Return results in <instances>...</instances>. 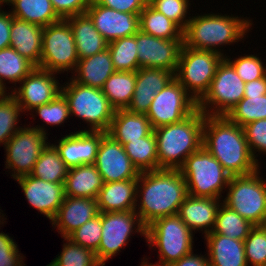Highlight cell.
Masks as SVG:
<instances>
[{
	"instance_id": "obj_15",
	"label": "cell",
	"mask_w": 266,
	"mask_h": 266,
	"mask_svg": "<svg viewBox=\"0 0 266 266\" xmlns=\"http://www.w3.org/2000/svg\"><path fill=\"white\" fill-rule=\"evenodd\" d=\"M136 44L139 69H164L175 74L184 44L183 39L157 38L139 30L136 33Z\"/></svg>"
},
{
	"instance_id": "obj_23",
	"label": "cell",
	"mask_w": 266,
	"mask_h": 266,
	"mask_svg": "<svg viewBox=\"0 0 266 266\" xmlns=\"http://www.w3.org/2000/svg\"><path fill=\"white\" fill-rule=\"evenodd\" d=\"M220 201L222 200L218 198L188 195L179 207L177 215L192 232L204 230L202 234L206 235L214 229Z\"/></svg>"
},
{
	"instance_id": "obj_31",
	"label": "cell",
	"mask_w": 266,
	"mask_h": 266,
	"mask_svg": "<svg viewBox=\"0 0 266 266\" xmlns=\"http://www.w3.org/2000/svg\"><path fill=\"white\" fill-rule=\"evenodd\" d=\"M12 6L10 13L14 18L46 27L62 18L55 12L50 0H3Z\"/></svg>"
},
{
	"instance_id": "obj_5",
	"label": "cell",
	"mask_w": 266,
	"mask_h": 266,
	"mask_svg": "<svg viewBox=\"0 0 266 266\" xmlns=\"http://www.w3.org/2000/svg\"><path fill=\"white\" fill-rule=\"evenodd\" d=\"M178 170L186 181L188 195L195 197L220 199L231 177L204 146L190 154Z\"/></svg>"
},
{
	"instance_id": "obj_56",
	"label": "cell",
	"mask_w": 266,
	"mask_h": 266,
	"mask_svg": "<svg viewBox=\"0 0 266 266\" xmlns=\"http://www.w3.org/2000/svg\"><path fill=\"white\" fill-rule=\"evenodd\" d=\"M0 210H1V209H0ZM3 216H4V214L1 215V212H0V225H1V224H4L3 221H4V219H6V218H3ZM1 217H2V218H1ZM1 220H2V221H1Z\"/></svg>"
},
{
	"instance_id": "obj_46",
	"label": "cell",
	"mask_w": 266,
	"mask_h": 266,
	"mask_svg": "<svg viewBox=\"0 0 266 266\" xmlns=\"http://www.w3.org/2000/svg\"><path fill=\"white\" fill-rule=\"evenodd\" d=\"M149 4L184 31L190 20V17L187 19L189 0H152Z\"/></svg>"
},
{
	"instance_id": "obj_25",
	"label": "cell",
	"mask_w": 266,
	"mask_h": 266,
	"mask_svg": "<svg viewBox=\"0 0 266 266\" xmlns=\"http://www.w3.org/2000/svg\"><path fill=\"white\" fill-rule=\"evenodd\" d=\"M43 27L12 18L10 47L39 67L42 53Z\"/></svg>"
},
{
	"instance_id": "obj_49",
	"label": "cell",
	"mask_w": 266,
	"mask_h": 266,
	"mask_svg": "<svg viewBox=\"0 0 266 266\" xmlns=\"http://www.w3.org/2000/svg\"><path fill=\"white\" fill-rule=\"evenodd\" d=\"M55 12L62 18L84 14L91 0H50Z\"/></svg>"
},
{
	"instance_id": "obj_20",
	"label": "cell",
	"mask_w": 266,
	"mask_h": 266,
	"mask_svg": "<svg viewBox=\"0 0 266 266\" xmlns=\"http://www.w3.org/2000/svg\"><path fill=\"white\" fill-rule=\"evenodd\" d=\"M29 205L51 221L65 199L64 183H52L26 175L15 179Z\"/></svg>"
},
{
	"instance_id": "obj_10",
	"label": "cell",
	"mask_w": 266,
	"mask_h": 266,
	"mask_svg": "<svg viewBox=\"0 0 266 266\" xmlns=\"http://www.w3.org/2000/svg\"><path fill=\"white\" fill-rule=\"evenodd\" d=\"M78 61L73 32L65 19L43 27L42 53L38 68L61 74L75 70Z\"/></svg>"
},
{
	"instance_id": "obj_22",
	"label": "cell",
	"mask_w": 266,
	"mask_h": 266,
	"mask_svg": "<svg viewBox=\"0 0 266 266\" xmlns=\"http://www.w3.org/2000/svg\"><path fill=\"white\" fill-rule=\"evenodd\" d=\"M174 73L156 68H140L136 71L134 94L127 110L137 114H147L155 95L172 79Z\"/></svg>"
},
{
	"instance_id": "obj_59",
	"label": "cell",
	"mask_w": 266,
	"mask_h": 266,
	"mask_svg": "<svg viewBox=\"0 0 266 266\" xmlns=\"http://www.w3.org/2000/svg\"><path fill=\"white\" fill-rule=\"evenodd\" d=\"M1 4H2V6H3V0H0V7H1Z\"/></svg>"
},
{
	"instance_id": "obj_19",
	"label": "cell",
	"mask_w": 266,
	"mask_h": 266,
	"mask_svg": "<svg viewBox=\"0 0 266 266\" xmlns=\"http://www.w3.org/2000/svg\"><path fill=\"white\" fill-rule=\"evenodd\" d=\"M86 13L108 43L135 35L139 31L138 14L116 11L98 4L95 0H91Z\"/></svg>"
},
{
	"instance_id": "obj_44",
	"label": "cell",
	"mask_w": 266,
	"mask_h": 266,
	"mask_svg": "<svg viewBox=\"0 0 266 266\" xmlns=\"http://www.w3.org/2000/svg\"><path fill=\"white\" fill-rule=\"evenodd\" d=\"M34 111L50 126H60L71 117L67 99L62 93H59L51 102L35 107L32 112Z\"/></svg>"
},
{
	"instance_id": "obj_41",
	"label": "cell",
	"mask_w": 266,
	"mask_h": 266,
	"mask_svg": "<svg viewBox=\"0 0 266 266\" xmlns=\"http://www.w3.org/2000/svg\"><path fill=\"white\" fill-rule=\"evenodd\" d=\"M62 252L52 261L55 266H103L97 259L96 254L69 238H63Z\"/></svg>"
},
{
	"instance_id": "obj_8",
	"label": "cell",
	"mask_w": 266,
	"mask_h": 266,
	"mask_svg": "<svg viewBox=\"0 0 266 266\" xmlns=\"http://www.w3.org/2000/svg\"><path fill=\"white\" fill-rule=\"evenodd\" d=\"M224 58L216 52L197 50L183 44L174 78L198 103L209 90L217 67Z\"/></svg>"
},
{
	"instance_id": "obj_42",
	"label": "cell",
	"mask_w": 266,
	"mask_h": 266,
	"mask_svg": "<svg viewBox=\"0 0 266 266\" xmlns=\"http://www.w3.org/2000/svg\"><path fill=\"white\" fill-rule=\"evenodd\" d=\"M101 231L102 212L80 226L67 238L96 254L101 240Z\"/></svg>"
},
{
	"instance_id": "obj_43",
	"label": "cell",
	"mask_w": 266,
	"mask_h": 266,
	"mask_svg": "<svg viewBox=\"0 0 266 266\" xmlns=\"http://www.w3.org/2000/svg\"><path fill=\"white\" fill-rule=\"evenodd\" d=\"M246 262L251 266H266V232L254 226L244 240Z\"/></svg>"
},
{
	"instance_id": "obj_21",
	"label": "cell",
	"mask_w": 266,
	"mask_h": 266,
	"mask_svg": "<svg viewBox=\"0 0 266 266\" xmlns=\"http://www.w3.org/2000/svg\"><path fill=\"white\" fill-rule=\"evenodd\" d=\"M97 199L65 196L55 217L50 221L63 238L98 215Z\"/></svg>"
},
{
	"instance_id": "obj_9",
	"label": "cell",
	"mask_w": 266,
	"mask_h": 266,
	"mask_svg": "<svg viewBox=\"0 0 266 266\" xmlns=\"http://www.w3.org/2000/svg\"><path fill=\"white\" fill-rule=\"evenodd\" d=\"M260 169L243 176L230 177L223 203L254 226H260L266 216V180Z\"/></svg>"
},
{
	"instance_id": "obj_7",
	"label": "cell",
	"mask_w": 266,
	"mask_h": 266,
	"mask_svg": "<svg viewBox=\"0 0 266 266\" xmlns=\"http://www.w3.org/2000/svg\"><path fill=\"white\" fill-rule=\"evenodd\" d=\"M193 232L175 214L154 220L146 227L149 248H158V264L170 265L193 251Z\"/></svg>"
},
{
	"instance_id": "obj_14",
	"label": "cell",
	"mask_w": 266,
	"mask_h": 266,
	"mask_svg": "<svg viewBox=\"0 0 266 266\" xmlns=\"http://www.w3.org/2000/svg\"><path fill=\"white\" fill-rule=\"evenodd\" d=\"M197 110V102L173 78L159 91L146 114L153 129L183 121Z\"/></svg>"
},
{
	"instance_id": "obj_16",
	"label": "cell",
	"mask_w": 266,
	"mask_h": 266,
	"mask_svg": "<svg viewBox=\"0 0 266 266\" xmlns=\"http://www.w3.org/2000/svg\"><path fill=\"white\" fill-rule=\"evenodd\" d=\"M55 74L57 73L36 67L20 82L19 87L11 91L22 113L51 102L61 93V86Z\"/></svg>"
},
{
	"instance_id": "obj_3",
	"label": "cell",
	"mask_w": 266,
	"mask_h": 266,
	"mask_svg": "<svg viewBox=\"0 0 266 266\" xmlns=\"http://www.w3.org/2000/svg\"><path fill=\"white\" fill-rule=\"evenodd\" d=\"M252 20L243 17L209 13L190 16L183 31V43L197 50L213 51L223 55L221 45H230L242 41L252 26Z\"/></svg>"
},
{
	"instance_id": "obj_34",
	"label": "cell",
	"mask_w": 266,
	"mask_h": 266,
	"mask_svg": "<svg viewBox=\"0 0 266 266\" xmlns=\"http://www.w3.org/2000/svg\"><path fill=\"white\" fill-rule=\"evenodd\" d=\"M36 66L21 56L14 48L7 47L0 50V87L6 90V80L12 84L20 83Z\"/></svg>"
},
{
	"instance_id": "obj_50",
	"label": "cell",
	"mask_w": 266,
	"mask_h": 266,
	"mask_svg": "<svg viewBox=\"0 0 266 266\" xmlns=\"http://www.w3.org/2000/svg\"><path fill=\"white\" fill-rule=\"evenodd\" d=\"M98 4L103 5L113 10L140 14L146 6V0H95Z\"/></svg>"
},
{
	"instance_id": "obj_47",
	"label": "cell",
	"mask_w": 266,
	"mask_h": 266,
	"mask_svg": "<svg viewBox=\"0 0 266 266\" xmlns=\"http://www.w3.org/2000/svg\"><path fill=\"white\" fill-rule=\"evenodd\" d=\"M243 128L250 152L258 162L256 153L266 154V119L251 122Z\"/></svg>"
},
{
	"instance_id": "obj_26",
	"label": "cell",
	"mask_w": 266,
	"mask_h": 266,
	"mask_svg": "<svg viewBox=\"0 0 266 266\" xmlns=\"http://www.w3.org/2000/svg\"><path fill=\"white\" fill-rule=\"evenodd\" d=\"M73 32L79 59L93 56L107 49L108 42L95 28L87 13L70 16L65 19Z\"/></svg>"
},
{
	"instance_id": "obj_11",
	"label": "cell",
	"mask_w": 266,
	"mask_h": 266,
	"mask_svg": "<svg viewBox=\"0 0 266 266\" xmlns=\"http://www.w3.org/2000/svg\"><path fill=\"white\" fill-rule=\"evenodd\" d=\"M244 90L245 83L224 58L217 67L209 90L197 103V109L208 116H226L244 97Z\"/></svg>"
},
{
	"instance_id": "obj_39",
	"label": "cell",
	"mask_w": 266,
	"mask_h": 266,
	"mask_svg": "<svg viewBox=\"0 0 266 266\" xmlns=\"http://www.w3.org/2000/svg\"><path fill=\"white\" fill-rule=\"evenodd\" d=\"M232 122L241 127L266 119V94L263 96H244L226 115Z\"/></svg>"
},
{
	"instance_id": "obj_36",
	"label": "cell",
	"mask_w": 266,
	"mask_h": 266,
	"mask_svg": "<svg viewBox=\"0 0 266 266\" xmlns=\"http://www.w3.org/2000/svg\"><path fill=\"white\" fill-rule=\"evenodd\" d=\"M69 168L52 144H48L34 164L31 176L52 183H64Z\"/></svg>"
},
{
	"instance_id": "obj_54",
	"label": "cell",
	"mask_w": 266,
	"mask_h": 266,
	"mask_svg": "<svg viewBox=\"0 0 266 266\" xmlns=\"http://www.w3.org/2000/svg\"><path fill=\"white\" fill-rule=\"evenodd\" d=\"M142 261L143 262H141L140 266H168V265L158 264L156 262H155V264L149 263L148 260L146 259V257Z\"/></svg>"
},
{
	"instance_id": "obj_28",
	"label": "cell",
	"mask_w": 266,
	"mask_h": 266,
	"mask_svg": "<svg viewBox=\"0 0 266 266\" xmlns=\"http://www.w3.org/2000/svg\"><path fill=\"white\" fill-rule=\"evenodd\" d=\"M210 266H248L244 241L221 234L204 235Z\"/></svg>"
},
{
	"instance_id": "obj_32",
	"label": "cell",
	"mask_w": 266,
	"mask_h": 266,
	"mask_svg": "<svg viewBox=\"0 0 266 266\" xmlns=\"http://www.w3.org/2000/svg\"><path fill=\"white\" fill-rule=\"evenodd\" d=\"M136 85V71H115L104 83L102 92L115 110L127 109Z\"/></svg>"
},
{
	"instance_id": "obj_57",
	"label": "cell",
	"mask_w": 266,
	"mask_h": 266,
	"mask_svg": "<svg viewBox=\"0 0 266 266\" xmlns=\"http://www.w3.org/2000/svg\"><path fill=\"white\" fill-rule=\"evenodd\" d=\"M6 91H4L1 87H0V94H5Z\"/></svg>"
},
{
	"instance_id": "obj_45",
	"label": "cell",
	"mask_w": 266,
	"mask_h": 266,
	"mask_svg": "<svg viewBox=\"0 0 266 266\" xmlns=\"http://www.w3.org/2000/svg\"><path fill=\"white\" fill-rule=\"evenodd\" d=\"M228 57L225 56V59L233 66L244 83L258 80L266 75V64L257 55L239 56L234 60Z\"/></svg>"
},
{
	"instance_id": "obj_33",
	"label": "cell",
	"mask_w": 266,
	"mask_h": 266,
	"mask_svg": "<svg viewBox=\"0 0 266 266\" xmlns=\"http://www.w3.org/2000/svg\"><path fill=\"white\" fill-rule=\"evenodd\" d=\"M139 30L162 39H183V30L149 3L139 14Z\"/></svg>"
},
{
	"instance_id": "obj_2",
	"label": "cell",
	"mask_w": 266,
	"mask_h": 266,
	"mask_svg": "<svg viewBox=\"0 0 266 266\" xmlns=\"http://www.w3.org/2000/svg\"><path fill=\"white\" fill-rule=\"evenodd\" d=\"M203 146L231 177L252 174L260 169L248 147L244 128L226 116L205 115Z\"/></svg>"
},
{
	"instance_id": "obj_4",
	"label": "cell",
	"mask_w": 266,
	"mask_h": 266,
	"mask_svg": "<svg viewBox=\"0 0 266 266\" xmlns=\"http://www.w3.org/2000/svg\"><path fill=\"white\" fill-rule=\"evenodd\" d=\"M205 114L196 110L183 121L153 129L157 140L158 169H179L203 146Z\"/></svg>"
},
{
	"instance_id": "obj_37",
	"label": "cell",
	"mask_w": 266,
	"mask_h": 266,
	"mask_svg": "<svg viewBox=\"0 0 266 266\" xmlns=\"http://www.w3.org/2000/svg\"><path fill=\"white\" fill-rule=\"evenodd\" d=\"M253 227L254 225L249 221L221 202L216 214L214 229L208 234H221L244 241Z\"/></svg>"
},
{
	"instance_id": "obj_13",
	"label": "cell",
	"mask_w": 266,
	"mask_h": 266,
	"mask_svg": "<svg viewBox=\"0 0 266 266\" xmlns=\"http://www.w3.org/2000/svg\"><path fill=\"white\" fill-rule=\"evenodd\" d=\"M136 232L146 238V226L135 210L102 213L101 240L96 253L98 261L105 266L110 258L121 252L120 249L129 243L132 233Z\"/></svg>"
},
{
	"instance_id": "obj_12",
	"label": "cell",
	"mask_w": 266,
	"mask_h": 266,
	"mask_svg": "<svg viewBox=\"0 0 266 266\" xmlns=\"http://www.w3.org/2000/svg\"><path fill=\"white\" fill-rule=\"evenodd\" d=\"M44 127H21L6 143L5 169H12L14 179L30 175L40 154L50 143L46 141L48 134Z\"/></svg>"
},
{
	"instance_id": "obj_52",
	"label": "cell",
	"mask_w": 266,
	"mask_h": 266,
	"mask_svg": "<svg viewBox=\"0 0 266 266\" xmlns=\"http://www.w3.org/2000/svg\"><path fill=\"white\" fill-rule=\"evenodd\" d=\"M168 266H210V263L208 260V254L207 256H203L201 254H194L192 251Z\"/></svg>"
},
{
	"instance_id": "obj_30",
	"label": "cell",
	"mask_w": 266,
	"mask_h": 266,
	"mask_svg": "<svg viewBox=\"0 0 266 266\" xmlns=\"http://www.w3.org/2000/svg\"><path fill=\"white\" fill-rule=\"evenodd\" d=\"M104 185L94 164H84L68 170L64 182L65 196L96 199Z\"/></svg>"
},
{
	"instance_id": "obj_51",
	"label": "cell",
	"mask_w": 266,
	"mask_h": 266,
	"mask_svg": "<svg viewBox=\"0 0 266 266\" xmlns=\"http://www.w3.org/2000/svg\"><path fill=\"white\" fill-rule=\"evenodd\" d=\"M10 11H3L0 7V50L10 47V29L12 22Z\"/></svg>"
},
{
	"instance_id": "obj_27",
	"label": "cell",
	"mask_w": 266,
	"mask_h": 266,
	"mask_svg": "<svg viewBox=\"0 0 266 266\" xmlns=\"http://www.w3.org/2000/svg\"><path fill=\"white\" fill-rule=\"evenodd\" d=\"M72 80L93 88L102 89L106 80L115 72L110 52L107 49L93 56L79 59Z\"/></svg>"
},
{
	"instance_id": "obj_1",
	"label": "cell",
	"mask_w": 266,
	"mask_h": 266,
	"mask_svg": "<svg viewBox=\"0 0 266 266\" xmlns=\"http://www.w3.org/2000/svg\"><path fill=\"white\" fill-rule=\"evenodd\" d=\"M187 196L186 181L178 169L140 172L135 212L147 227L158 218L177 214Z\"/></svg>"
},
{
	"instance_id": "obj_58",
	"label": "cell",
	"mask_w": 266,
	"mask_h": 266,
	"mask_svg": "<svg viewBox=\"0 0 266 266\" xmlns=\"http://www.w3.org/2000/svg\"><path fill=\"white\" fill-rule=\"evenodd\" d=\"M46 266H55V265L51 262V263H49V264L46 265Z\"/></svg>"
},
{
	"instance_id": "obj_35",
	"label": "cell",
	"mask_w": 266,
	"mask_h": 266,
	"mask_svg": "<svg viewBox=\"0 0 266 266\" xmlns=\"http://www.w3.org/2000/svg\"><path fill=\"white\" fill-rule=\"evenodd\" d=\"M124 149L139 172L158 169L157 140L153 131L146 137L126 143Z\"/></svg>"
},
{
	"instance_id": "obj_17",
	"label": "cell",
	"mask_w": 266,
	"mask_h": 266,
	"mask_svg": "<svg viewBox=\"0 0 266 266\" xmlns=\"http://www.w3.org/2000/svg\"><path fill=\"white\" fill-rule=\"evenodd\" d=\"M94 165L104 183L138 179L140 172L125 152L124 146L107 132L101 138Z\"/></svg>"
},
{
	"instance_id": "obj_53",
	"label": "cell",
	"mask_w": 266,
	"mask_h": 266,
	"mask_svg": "<svg viewBox=\"0 0 266 266\" xmlns=\"http://www.w3.org/2000/svg\"><path fill=\"white\" fill-rule=\"evenodd\" d=\"M264 94H266V75L245 83L244 96H263Z\"/></svg>"
},
{
	"instance_id": "obj_6",
	"label": "cell",
	"mask_w": 266,
	"mask_h": 266,
	"mask_svg": "<svg viewBox=\"0 0 266 266\" xmlns=\"http://www.w3.org/2000/svg\"><path fill=\"white\" fill-rule=\"evenodd\" d=\"M67 99L70 116L81 118L90 125L88 131L108 132L115 113L102 89L85 86L73 81L61 85Z\"/></svg>"
},
{
	"instance_id": "obj_48",
	"label": "cell",
	"mask_w": 266,
	"mask_h": 266,
	"mask_svg": "<svg viewBox=\"0 0 266 266\" xmlns=\"http://www.w3.org/2000/svg\"><path fill=\"white\" fill-rule=\"evenodd\" d=\"M19 252L18 245L15 243L13 238L4 232H1L0 266H25L23 261L24 256Z\"/></svg>"
},
{
	"instance_id": "obj_29",
	"label": "cell",
	"mask_w": 266,
	"mask_h": 266,
	"mask_svg": "<svg viewBox=\"0 0 266 266\" xmlns=\"http://www.w3.org/2000/svg\"><path fill=\"white\" fill-rule=\"evenodd\" d=\"M153 131L146 114H137L127 109L115 110L108 134L123 146L139 138L148 136Z\"/></svg>"
},
{
	"instance_id": "obj_18",
	"label": "cell",
	"mask_w": 266,
	"mask_h": 266,
	"mask_svg": "<svg viewBox=\"0 0 266 266\" xmlns=\"http://www.w3.org/2000/svg\"><path fill=\"white\" fill-rule=\"evenodd\" d=\"M106 132L78 130L70 132L52 144L58 151L61 159L70 169L84 164H94L101 138Z\"/></svg>"
},
{
	"instance_id": "obj_40",
	"label": "cell",
	"mask_w": 266,
	"mask_h": 266,
	"mask_svg": "<svg viewBox=\"0 0 266 266\" xmlns=\"http://www.w3.org/2000/svg\"><path fill=\"white\" fill-rule=\"evenodd\" d=\"M20 112L22 113L21 108L10 92L0 96V144L4 147L21 128L19 125L17 127Z\"/></svg>"
},
{
	"instance_id": "obj_24",
	"label": "cell",
	"mask_w": 266,
	"mask_h": 266,
	"mask_svg": "<svg viewBox=\"0 0 266 266\" xmlns=\"http://www.w3.org/2000/svg\"><path fill=\"white\" fill-rule=\"evenodd\" d=\"M137 182L138 179H127L104 183L96 198L99 212L136 210Z\"/></svg>"
},
{
	"instance_id": "obj_38",
	"label": "cell",
	"mask_w": 266,
	"mask_h": 266,
	"mask_svg": "<svg viewBox=\"0 0 266 266\" xmlns=\"http://www.w3.org/2000/svg\"><path fill=\"white\" fill-rule=\"evenodd\" d=\"M115 71H137L139 69L136 34L108 43Z\"/></svg>"
},
{
	"instance_id": "obj_55",
	"label": "cell",
	"mask_w": 266,
	"mask_h": 266,
	"mask_svg": "<svg viewBox=\"0 0 266 266\" xmlns=\"http://www.w3.org/2000/svg\"><path fill=\"white\" fill-rule=\"evenodd\" d=\"M260 226H261L262 229L266 232V216L264 217V219H263V221H262V223H261Z\"/></svg>"
}]
</instances>
